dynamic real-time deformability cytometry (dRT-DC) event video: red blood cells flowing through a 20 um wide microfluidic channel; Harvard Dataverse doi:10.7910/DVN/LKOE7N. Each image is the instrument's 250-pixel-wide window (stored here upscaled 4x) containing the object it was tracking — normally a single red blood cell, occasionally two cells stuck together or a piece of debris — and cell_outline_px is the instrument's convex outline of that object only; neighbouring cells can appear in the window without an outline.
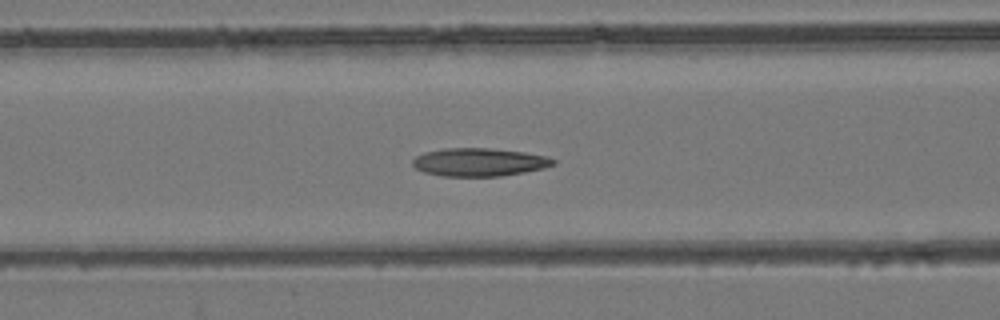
{"species": "common noctule bat (a hibernating species)", "species_latin": "Nyctalus noctula", "temperature_condition": "room temperature", "stored_images_in_passage": 56, "camera_frame_rate_fps": 3000, "um_per_image_px": 0.085, "animal": {"sex": "female", "body_mass_g": 24.6, "forearm_length_mm": 56.2}, "frame": {"image": 1, "passage_image": 23, "time_ms": 7.333, "image_size_px": [1000, 320], "cell_outline_px": [[556, 164], [544, 168], [524, 172], [500, 176], [444, 176], [424, 172], [416, 168], [412, 164], [412, 160], [416, 156], [424, 152], [444, 148], [492, 148], [524, 152], [548, 156], [556, 160]], "centroid_in_image_um": [40.75, 13.77], "position_along_channel_um": 125.8, "area_um2": 23.12}}
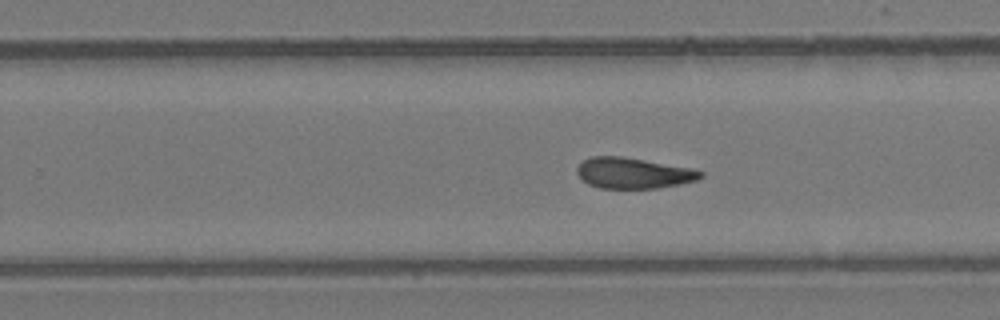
{"frame": {"image": 2, "passage_image": 35, "time_ms": 11.333, "image_size_px": [1000, 320], "cell_outline_px": [[704, 176], [696, 180], [656, 188], [600, 188], [588, 184], [576, 172], [576, 168], [584, 160], [592, 156], [620, 156], [696, 168], [704, 172]], "centroid_in_image_um": [53.86, 14.7], "position_along_channel_um": 275.9, "area_um2": 22.14}}
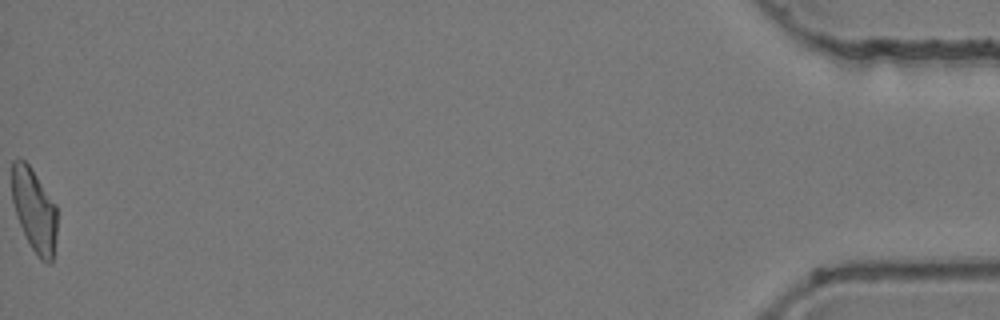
{"frame": {"image": 3, "passage_image": 56, "time_ms": 18.333, "image_size_px": [1000, 320], "cell_outline_px": [[56, 236], [52, 260], [48, 264], [40, 260], [32, 248], [16, 216], [12, 200], [12, 160], [24, 160], [28, 164], [56, 204]], "centroid_in_image_um": [2.91, 17.87], "position_along_channel_um": 432.3, "area_um2": 21.62}, "authors_computed_cell_mechanics": {"area_um2": 23.0333, "velocity_mm_per_s": 3.7597, "shape_relaxation_time_tau1_ms": null, "shape_relaxation_time_tau2_ms": 11.1655, "deformation_change_tau1": null, "deformation_change_tau2": 0.1886}}